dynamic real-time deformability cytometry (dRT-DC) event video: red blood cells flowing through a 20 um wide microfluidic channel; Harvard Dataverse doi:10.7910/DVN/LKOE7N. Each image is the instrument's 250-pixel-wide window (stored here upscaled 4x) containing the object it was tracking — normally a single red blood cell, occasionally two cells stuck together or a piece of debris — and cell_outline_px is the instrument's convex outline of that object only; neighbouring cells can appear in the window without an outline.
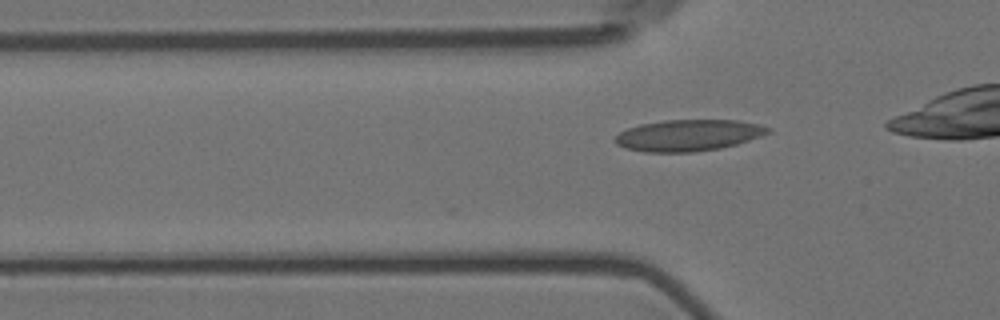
{"species": "Egyptian fruit bat (a non-hibernating species)", "species_latin": "Rousettus aegyptiacus", "temperature_condition": "room temperature", "stored_images_in_passage": 3, "camera_frame_rate_fps": 3000, "um_per_image_px": 0.085, "animal": {"sex": "female"}, "frame": {"image": 1, "passage_image": 3, "time_ms": 0.667, "image_size_px": [1000, 320], "cell_outline_px": [[772, 132], [736, 144], [720, 148], [692, 152], [644, 152], [624, 148], [616, 144], [612, 140], [620, 132], [628, 128], [640, 124], [664, 120], [740, 120], [760, 124], [772, 128]], "centroid_in_image_um": [58.51, 11.49], "position_along_channel_um": 67.3, "area_um2": 28.15}}